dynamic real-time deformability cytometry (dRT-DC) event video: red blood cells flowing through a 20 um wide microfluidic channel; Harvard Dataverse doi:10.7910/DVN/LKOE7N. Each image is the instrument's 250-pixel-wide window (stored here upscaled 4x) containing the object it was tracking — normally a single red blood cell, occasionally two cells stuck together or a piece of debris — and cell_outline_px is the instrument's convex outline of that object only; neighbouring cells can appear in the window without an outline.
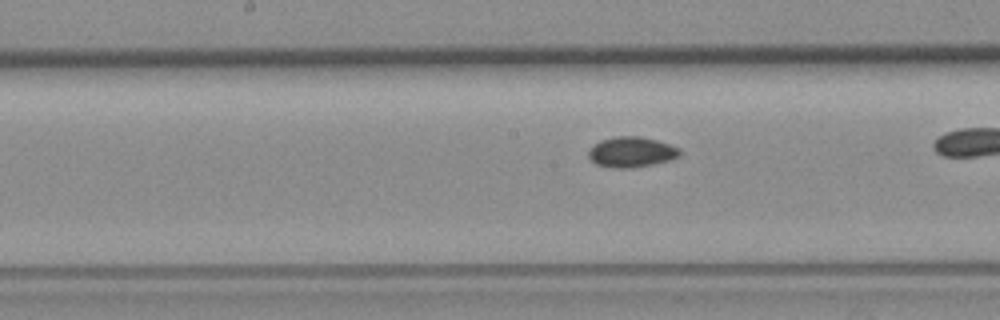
{"species": "common noctule bat (a hibernating species)", "species_latin": "Nyctalus noctula", "temperature_condition": "room temperature", "stored_images_in_passage": 27, "camera_frame_rate_fps": 3000, "um_per_image_px": 0.085, "animal": {"sex": "female", "body_mass_g": 19.3, "forearm_length_mm": 54.1}, "frame": {"image": 1, "passage_image": 12, "time_ms": 3.667, "image_size_px": [1000, 320], "cell_outline_px": [[680, 156], [668, 160], [652, 164], [632, 168], [612, 168], [596, 164], [588, 156], [588, 148], [600, 140], [616, 136], [640, 136], [656, 140], [680, 148]], "centroid_in_image_um": [53.64, 12.92], "position_along_channel_um": 194.6, "area_um2": 16.18}}